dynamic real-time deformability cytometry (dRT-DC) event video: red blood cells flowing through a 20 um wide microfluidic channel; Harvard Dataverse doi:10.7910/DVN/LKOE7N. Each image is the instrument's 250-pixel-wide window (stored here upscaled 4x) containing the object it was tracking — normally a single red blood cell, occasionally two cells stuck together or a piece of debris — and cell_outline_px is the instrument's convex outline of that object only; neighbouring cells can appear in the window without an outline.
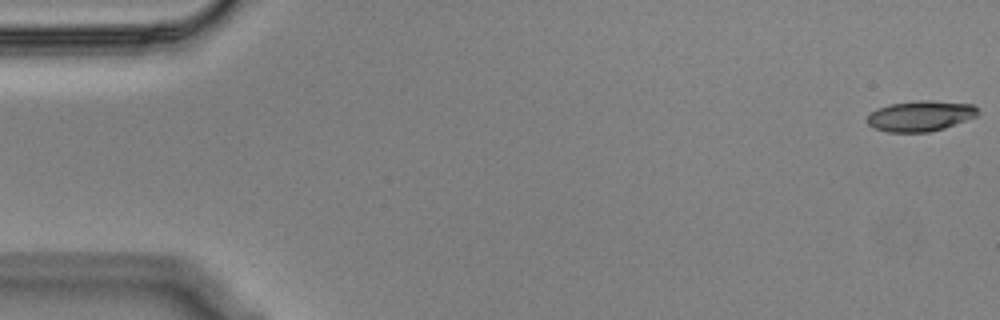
{"species": "Egyptian fruit bat (a non-hibernating species)", "species_latin": "Rousettus aegyptiacus", "temperature_condition": "cold", "stored_images_in_passage": 12, "camera_frame_rate_fps": 3000, "um_per_image_px": 0.085, "animal": {"sex": "male"}, "frame": {"image": 1, "passage_image": 1, "time_ms": 0.0, "image_size_px": [1000, 320], "cell_outline_px": [[980, 112], [976, 116], [944, 128], [928, 132], [888, 132], [872, 128], [868, 124], [868, 116], [872, 112], [888, 104], [920, 100], [928, 100], [972, 104]], "centroid_in_image_um": [78.23, 9.86], "position_along_channel_um": 6.8, "area_um2": 19.54}}